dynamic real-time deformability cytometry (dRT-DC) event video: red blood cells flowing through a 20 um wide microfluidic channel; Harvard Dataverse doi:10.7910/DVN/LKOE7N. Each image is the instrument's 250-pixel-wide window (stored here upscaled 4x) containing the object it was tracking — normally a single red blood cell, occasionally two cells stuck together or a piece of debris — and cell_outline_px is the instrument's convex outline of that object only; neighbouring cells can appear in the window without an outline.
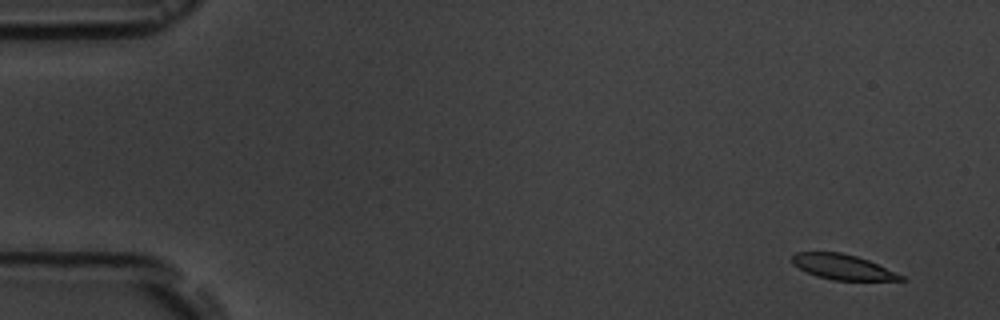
{"species": "common noctule bat (a hibernating species)", "species_latin": "Nyctalus noctula", "temperature_condition": "room temperature", "stored_images_in_passage": 5, "camera_frame_rate_fps": 3000, "um_per_image_px": 0.085, "animal": {"sex": "male", "body_mass_g": 19.5, "forearm_length_mm": 54.6}, "frame": {"image": 1, "passage_image": 1, "time_ms": 0.0, "image_size_px": [1000, 320], "cell_outline_px": [[908, 280], [832, 280], [816, 276], [792, 264], [792, 256], [796, 252], [840, 252], [856, 256], [868, 260], [904, 276]], "centroid_in_image_um": [71.62, 22.69], "position_along_channel_um": 13.4, "area_um2": 15.78}}
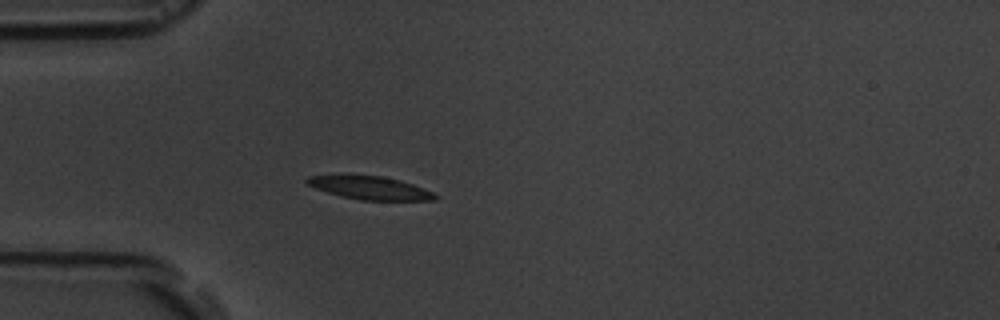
{"frame": {"image": 2, "passage_image": 5, "time_ms": 4.333, "image_size_px": [1000, 320], "cell_outline_px": [[440, 196], [436, 200], [360, 200], [340, 196], [316, 188], [308, 184], [304, 180], [308, 176], [384, 176], [400, 180], [424, 188]], "centroid_in_image_um": [31.51, 15.98], "position_along_channel_um": 53.5, "area_um2": 16.99}}